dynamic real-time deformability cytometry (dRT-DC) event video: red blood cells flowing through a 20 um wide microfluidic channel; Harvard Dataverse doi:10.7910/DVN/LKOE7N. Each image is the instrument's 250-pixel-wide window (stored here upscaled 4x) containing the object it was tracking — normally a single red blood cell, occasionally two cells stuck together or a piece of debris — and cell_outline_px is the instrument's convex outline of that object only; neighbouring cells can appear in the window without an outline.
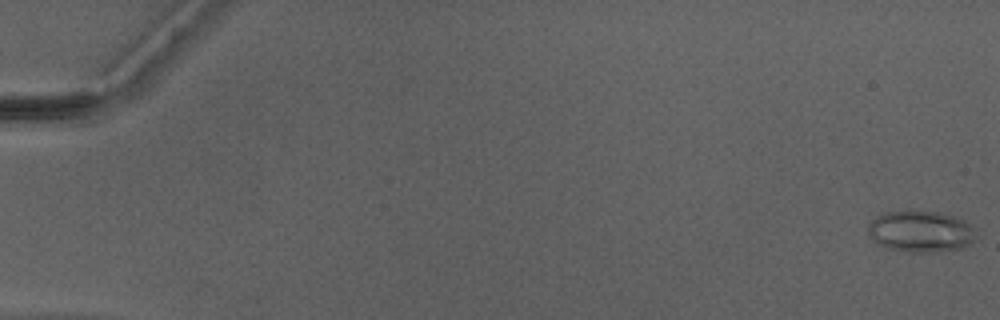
{"species": "Egyptian fruit bat (a non-hibernating species)", "species_latin": "Rousettus aegyptiacus", "temperature_condition": "warm", "stored_images_in_passage": 50, "camera_frame_rate_fps": 3000, "um_per_image_px": 0.085, "animal": {"sex": "male"}, "frame": {"image": 1, "passage_image": 1, "time_ms": 0.0, "image_size_px": [1000, 320], "cell_outline_px": [[976, 228], [972, 240], [964, 248], [936, 252], [908, 252], [884, 248], [876, 244], [872, 240], [868, 232], [868, 224], [876, 216], [884, 212], [936, 212], [952, 216], [964, 220]], "centroid_in_image_um": [78.22, 19.7], "position_along_channel_um": 6.8, "area_um2": 26.01}}
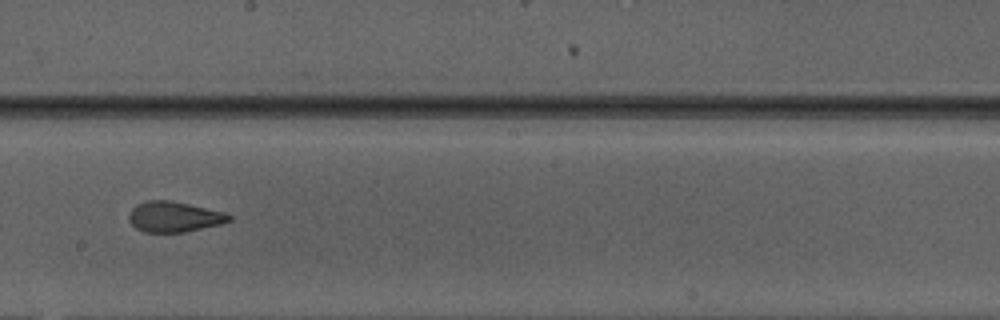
{"frame": {"image": 2, "passage_image": 30, "time_ms": 9.667, "image_size_px": [1000, 320], "cell_outline_px": [[232, 220], [220, 224], [184, 232], [144, 232], [136, 228], [128, 220], [128, 216], [132, 208], [136, 204], [148, 200], [168, 200], [188, 204], [224, 212], [232, 216]], "centroid_in_image_um": [14.77, 18.42], "position_along_channel_um": 233.4, "area_um2": 17.69}}
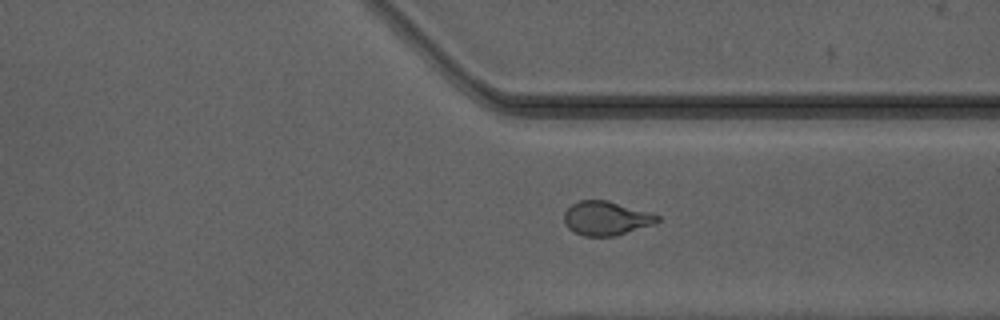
{"frame": {"image": 3, "passage_image": 39, "time_ms": 12.667, "image_size_px": [1000, 320], "cell_outline_px": [[660, 220], [652, 224], [616, 236], [584, 236], [572, 232], [564, 224], [564, 212], [572, 204], [580, 200], [608, 200], [652, 212], [660, 216]], "centroid_in_image_um": [51.51, 18.55], "position_along_channel_um": 359.9, "area_um2": 18.67}, "authors_computed_cell_mechanics": {"area_um2": 19.2474, "velocity_mm_per_s": 4.2198, "shape_relaxation_time_tau1_ms": null, "shape_relaxation_time_tau2_ms": 1.2932, "deformation_change_tau1": null, "deformation_change_tau2": 0.0889}}